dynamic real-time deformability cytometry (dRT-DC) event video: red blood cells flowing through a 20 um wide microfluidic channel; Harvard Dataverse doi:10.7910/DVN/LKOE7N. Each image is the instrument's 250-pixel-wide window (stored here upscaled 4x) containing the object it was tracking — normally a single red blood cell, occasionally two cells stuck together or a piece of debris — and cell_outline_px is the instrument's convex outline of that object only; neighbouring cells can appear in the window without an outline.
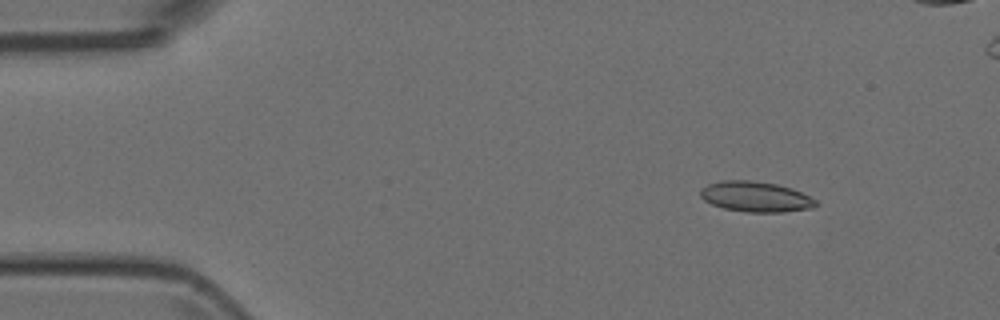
{"species": "Egyptian fruit bat (a non-hibernating species)", "species_latin": "Rousettus aegyptiacus", "temperature_condition": "room temperature", "stored_images_in_passage": 7, "camera_frame_rate_fps": 3000, "um_per_image_px": 0.085, "animal": {"sex": "female"}, "frame": {"image": 1, "passage_image": 2, "time_ms": 0.333, "image_size_px": [1000, 320], "cell_outline_px": [[820, 204], [812, 208], [784, 212], [744, 212], [724, 208], [712, 204], [704, 200], [700, 196], [700, 188], [708, 184], [720, 180], [752, 180], [776, 184], [792, 188], [816, 200]], "centroid_in_image_um": [64.22, 16.72], "position_along_channel_um": 20.8, "area_um2": 20.58}}
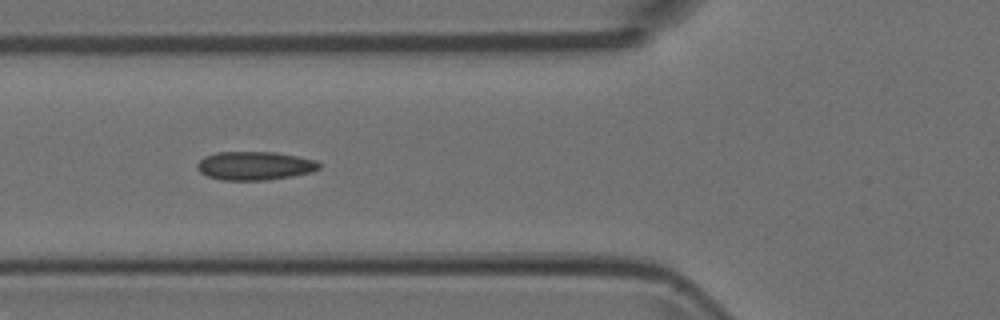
{"frame": {"image": 2, "passage_image": 6, "time_ms": 1.667, "image_size_px": [1000, 320], "cell_outline_px": [[320, 168], [312, 172], [292, 176], [268, 180], [220, 180], [208, 176], [200, 172], [196, 168], [196, 164], [204, 156], [216, 152], [276, 152], [316, 160], [320, 164]], "centroid_in_image_um": [21.64, 14.09], "position_along_channel_um": 104.2, "area_um2": 20.4}}
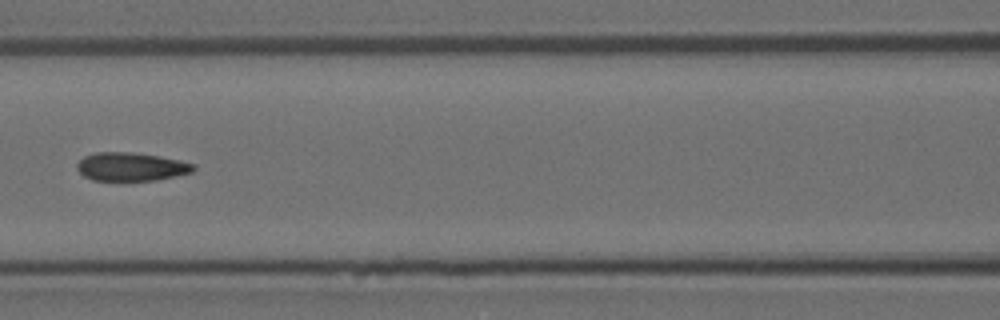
{"frame": {"image": 3, "passage_image": 7, "time_ms": 2.0, "image_size_px": [1000, 320], "cell_outline_px": [[196, 168], [192, 172], [156, 180], [92, 180], [84, 176], [76, 168], [76, 164], [84, 156], [96, 152], [132, 152], [160, 156], [180, 160], [196, 164]], "centroid_in_image_um": [11.15, 14.16], "position_along_channel_um": 155.5, "area_um2": 19.31}}